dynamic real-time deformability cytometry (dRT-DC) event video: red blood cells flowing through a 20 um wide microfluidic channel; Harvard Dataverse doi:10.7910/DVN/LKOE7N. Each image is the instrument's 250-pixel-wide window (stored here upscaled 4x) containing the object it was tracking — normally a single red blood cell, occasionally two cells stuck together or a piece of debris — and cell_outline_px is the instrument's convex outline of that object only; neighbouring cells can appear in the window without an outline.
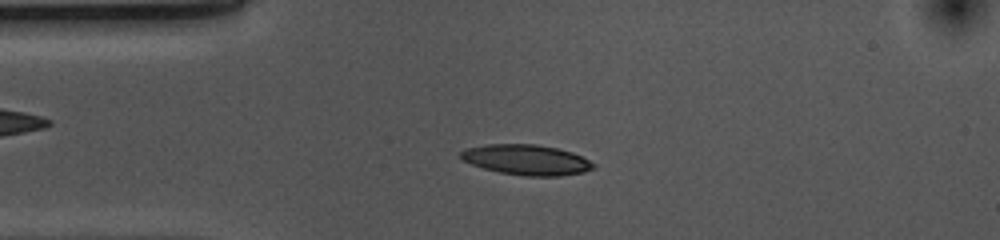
{"species": "common noctule bat (a hibernating species)", "species_latin": "Nyctalus noctula", "temperature_condition": "cold", "stored_images_in_passage": 46, "camera_frame_rate_fps": 3000, "um_per_image_px": 0.085, "animal": {"sex": "female", "body_mass_g": 10.0, "forearm_length_mm": 53.1}, "frame": {"image": 1, "passage_image": 10, "time_ms": 3.0, "image_size_px": [1000, 240], "cell_outline_px": [[596, 168], [584, 172], [560, 176], [524, 176], [500, 172], [484, 168], [460, 160], [460, 152], [468, 148], [488, 144], [536, 144], [556, 148], [572, 152], [596, 164]], "centroid_in_image_um": [44.77, 13.59], "position_along_channel_um": 40.2, "area_um2": 23.41}}
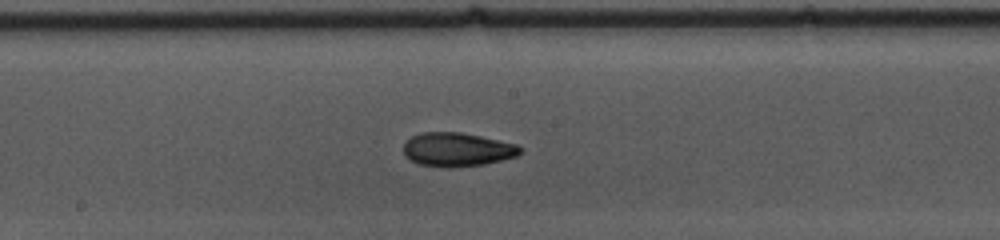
{"frame": {"image": 2, "passage_image": 25, "time_ms": 8.0, "image_size_px": [1000, 240], "cell_outline_px": [[520, 152], [516, 156], [484, 164], [448, 168], [444, 168], [420, 164], [404, 156], [404, 140], [420, 132], [460, 132], [480, 136], [516, 144], [520, 148]], "centroid_in_image_um": [38.8, 12.71], "position_along_channel_um": 209.4, "area_um2": 22.89}}
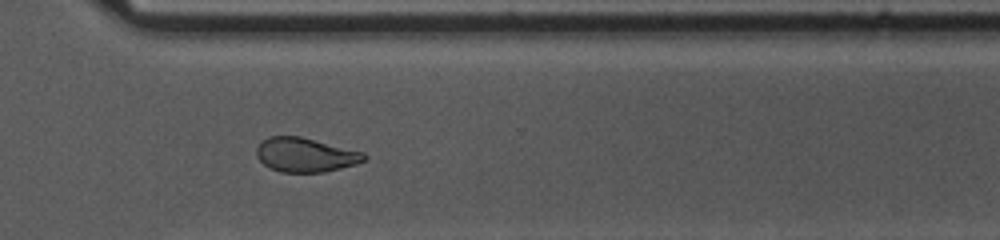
{"frame": {"image": 3, "passage_image": 36, "time_ms": 11.667, "image_size_px": [1000, 240], "cell_outline_px": [[368, 160], [356, 164], [324, 172], [280, 172], [264, 164], [256, 156], [256, 148], [260, 140], [268, 136], [300, 136], [364, 152], [368, 156]], "centroid_in_image_um": [25.96, 13.15], "position_along_channel_um": 344.6, "area_um2": 21.62}, "authors_computed_cell_mechanics": {"area_um2": 22.542, "velocity_mm_per_s": 3.699, "shape_relaxation_time_tau1_ms": 5.2047, "shape_relaxation_time_tau2_ms": 3.5956, "deformation_change_tau1": 0.1548, "deformation_change_tau2": 0.1023}}